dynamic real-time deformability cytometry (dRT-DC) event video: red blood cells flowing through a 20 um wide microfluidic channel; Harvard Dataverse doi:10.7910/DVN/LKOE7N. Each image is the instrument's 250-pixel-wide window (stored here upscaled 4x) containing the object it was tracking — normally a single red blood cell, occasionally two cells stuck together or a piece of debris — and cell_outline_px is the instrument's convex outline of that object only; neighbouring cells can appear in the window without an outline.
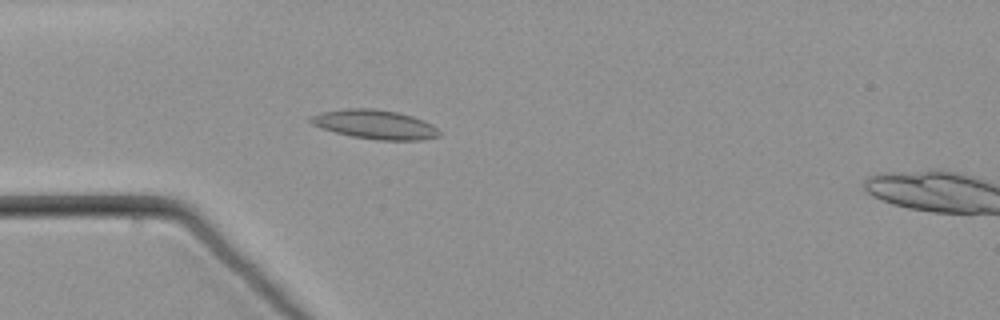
{"species": "common noctule bat (a hibernating species)", "species_latin": "Nyctalus noctula", "temperature_condition": "warm", "stored_images_in_passage": 46, "camera_frame_rate_fps": 3000, "um_per_image_px": 0.085, "animal": {"sex": "male", "body_mass_g": 21.5, "forearm_length_mm": 52.0}, "frame": {"image": 1, "passage_image": 10, "time_ms": 3.0, "image_size_px": [1000, 320], "cell_outline_px": [[440, 136], [424, 140], [376, 140], [352, 136], [336, 132], [312, 124], [308, 120], [312, 116], [320, 112], [344, 108], [372, 108], [396, 112], [412, 116], [424, 120], [432, 124], [440, 132]], "centroid_in_image_um": [31.89, 10.57], "position_along_channel_um": 53.1, "area_um2": 21.79}}
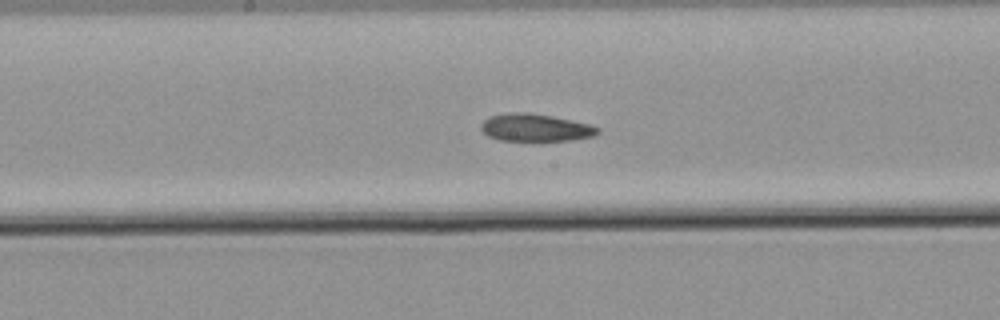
{"frame": {"image": 2, "passage_image": 23, "time_ms": 7.333, "image_size_px": [1000, 320], "cell_outline_px": [[600, 132], [592, 136], [572, 140], [500, 140], [488, 136], [480, 128], [480, 124], [488, 116], [508, 112], [528, 112], [552, 116], [588, 124], [600, 128]], "centroid_in_image_um": [45.47, 10.83], "position_along_channel_um": 202.7, "area_um2": 18.61}}
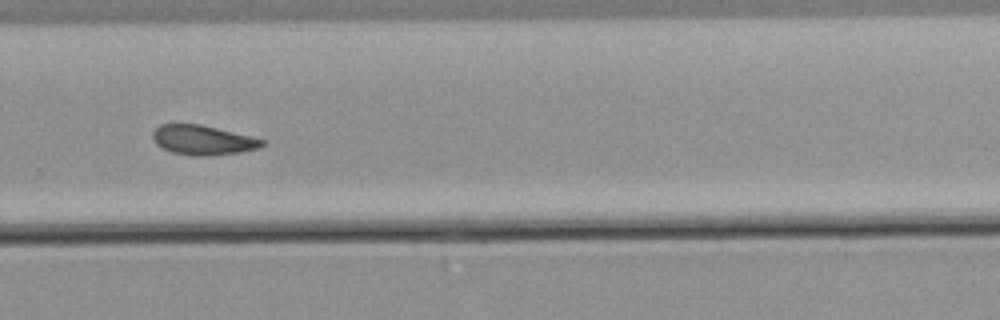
{"frame": {"image": 3, "passage_image": 32, "time_ms": 10.333, "image_size_px": [1000, 320], "cell_outline_px": [[264, 144], [260, 148], [240, 152], [200, 156], [192, 156], [172, 152], [156, 144], [152, 136], [152, 132], [160, 124], [200, 124], [252, 136], [264, 140]], "centroid_in_image_um": [17.24, 11.9], "position_along_channel_um": 312.6, "area_um2": 18.79}}